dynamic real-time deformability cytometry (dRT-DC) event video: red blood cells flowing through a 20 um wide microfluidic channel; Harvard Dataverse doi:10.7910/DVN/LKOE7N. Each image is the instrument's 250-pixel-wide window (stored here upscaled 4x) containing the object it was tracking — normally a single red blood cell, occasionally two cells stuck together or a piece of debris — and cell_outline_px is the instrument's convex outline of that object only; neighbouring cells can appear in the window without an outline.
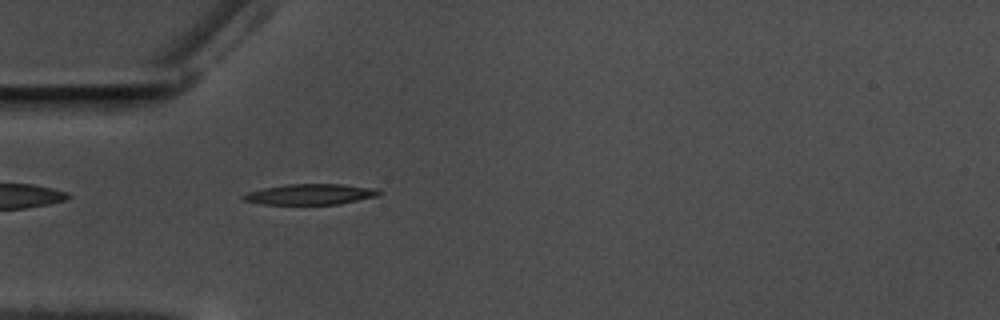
{"species": "common noctule bat (a hibernating species)", "species_latin": "Nyctalus noctula", "temperature_condition": "warm", "stored_images_in_passage": 43, "camera_frame_rate_fps": 3000, "um_per_image_px": 0.085, "animal": {"sex": "male", "body_mass_g": 17.5, "forearm_length_mm": 52.3}, "frame": {"image": 1, "passage_image": 3, "time_ms": 0.667, "image_size_px": [1000, 320], "cell_outline_px": [[380, 192], [376, 196], [336, 204], [264, 204], [244, 200], [240, 196], [248, 192], [264, 188], [288, 184], [344, 184], [376, 188]], "centroid_in_image_um": [26.35, 16.5], "position_along_channel_um": 58.6, "area_um2": 16.07}}
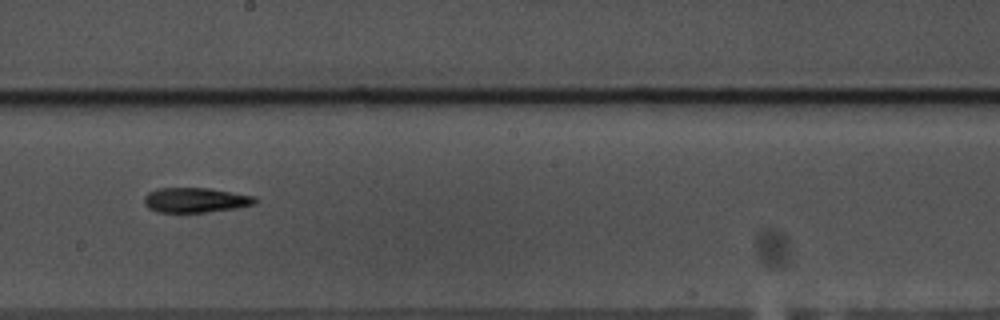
{"frame": {"image": 2, "passage_image": 18, "time_ms": 5.667, "image_size_px": [1000, 320], "cell_outline_px": [[256, 204], [236, 208], [204, 212], [156, 212], [148, 208], [144, 204], [144, 196], [148, 192], [156, 188], [208, 188], [256, 196]], "centroid_in_image_um": [16.59, 17.0], "position_along_channel_um": 231.6, "area_um2": 16.13}}
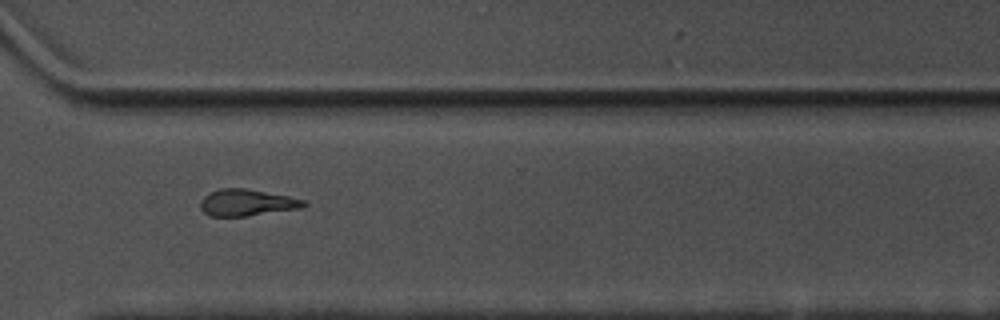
{"frame": {"image": 3, "passage_image": 28, "time_ms": 9.0, "image_size_px": [1000, 320], "cell_outline_px": [[308, 204], [300, 208], [248, 216], [212, 216], [204, 212], [200, 208], [200, 200], [204, 196], [220, 188], [244, 188], [288, 196], [304, 200]], "centroid_in_image_um": [20.97, 17.22], "position_along_channel_um": 349.6, "area_um2": 15.9}, "authors_computed_cell_mechanics": {"area_um2": 16.2418, "velocity_mm_per_s": 3.5372, "shape_relaxation_time_tau1_ms": 8.8205, "shape_relaxation_time_tau2_ms": null, "deformation_change_tau1": 0.2126, "deformation_change_tau2": null}}